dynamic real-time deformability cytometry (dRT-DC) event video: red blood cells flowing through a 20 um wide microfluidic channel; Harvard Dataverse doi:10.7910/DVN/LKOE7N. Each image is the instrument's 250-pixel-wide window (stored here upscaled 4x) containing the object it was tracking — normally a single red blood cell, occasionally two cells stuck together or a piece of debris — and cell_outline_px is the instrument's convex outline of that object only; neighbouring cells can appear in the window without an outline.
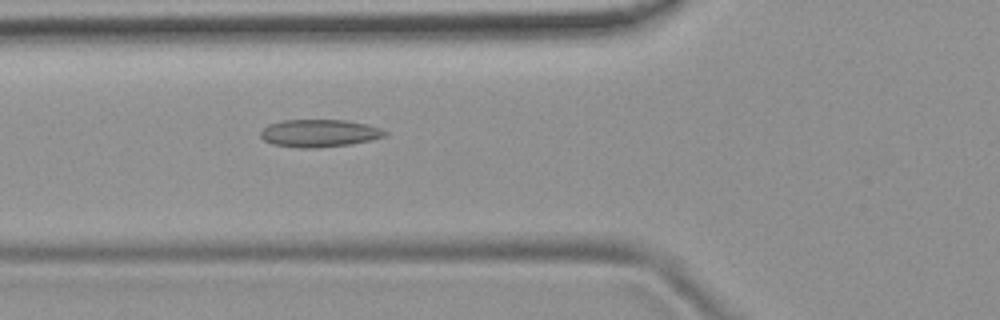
{"species": "common noctule bat (a hibernating species)", "species_latin": "Nyctalus noctula", "temperature_condition": "room temperature", "stored_images_in_passage": 52, "camera_frame_rate_fps": 3000, "um_per_image_px": 0.085, "animal": {"sex": "female", "body_mass_g": 19.9}, "frame": {"image": 1, "passage_image": 19, "time_ms": 6.0, "image_size_px": [1000, 320], "cell_outline_px": [[388, 132], [384, 136], [352, 144], [316, 148], [300, 148], [272, 144], [264, 140], [260, 136], [260, 132], [268, 124], [284, 120], [344, 120], [368, 124], [380, 128]], "centroid_in_image_um": [27.12, 11.32], "position_along_channel_um": 98.7, "area_um2": 19.94}}
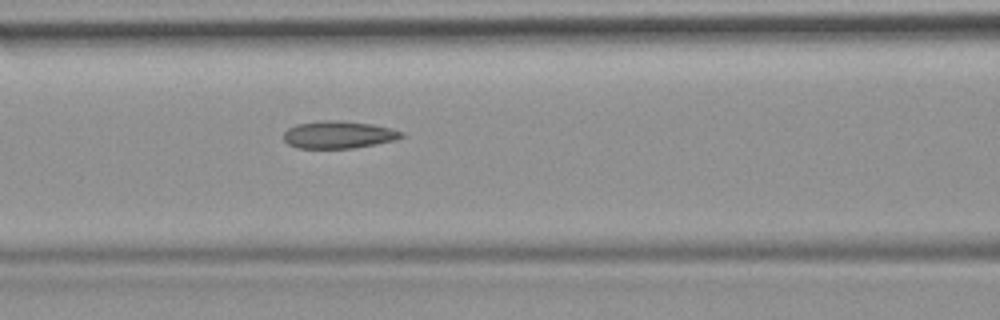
{"frame": {"image": 2, "passage_image": 22, "time_ms": 7.0, "image_size_px": [1000, 320], "cell_outline_px": [[404, 136], [396, 140], [376, 144], [352, 148], [300, 148], [288, 144], [284, 140], [284, 132], [288, 128], [296, 124], [320, 120], [336, 120], [372, 124], [392, 128], [404, 132]], "centroid_in_image_um": [28.79, 11.44], "position_along_channel_um": 137.8, "area_um2": 18.9}}
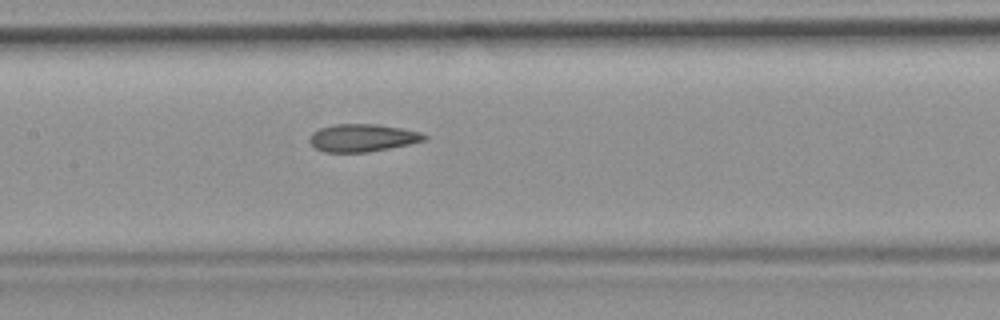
{"frame": {"image": 3, "passage_image": 25, "time_ms": 8.0, "image_size_px": [1000, 320], "cell_outline_px": [[428, 140], [368, 152], [324, 152], [316, 148], [308, 140], [312, 132], [320, 128], [336, 124], [376, 124], [400, 128], [420, 132], [428, 136]], "centroid_in_image_um": [30.81, 11.71], "position_along_channel_um": 176.6, "area_um2": 18.38}, "authors_computed_cell_mechanics": {"area_um2": 18.9873, "velocity_mm_per_s": 3.8814, "shape_relaxation_time_tau1_ms": null, "shape_relaxation_time_tau2_ms": 2.2145, "deformation_change_tau1": null, "deformation_change_tau2": 0.1031}}